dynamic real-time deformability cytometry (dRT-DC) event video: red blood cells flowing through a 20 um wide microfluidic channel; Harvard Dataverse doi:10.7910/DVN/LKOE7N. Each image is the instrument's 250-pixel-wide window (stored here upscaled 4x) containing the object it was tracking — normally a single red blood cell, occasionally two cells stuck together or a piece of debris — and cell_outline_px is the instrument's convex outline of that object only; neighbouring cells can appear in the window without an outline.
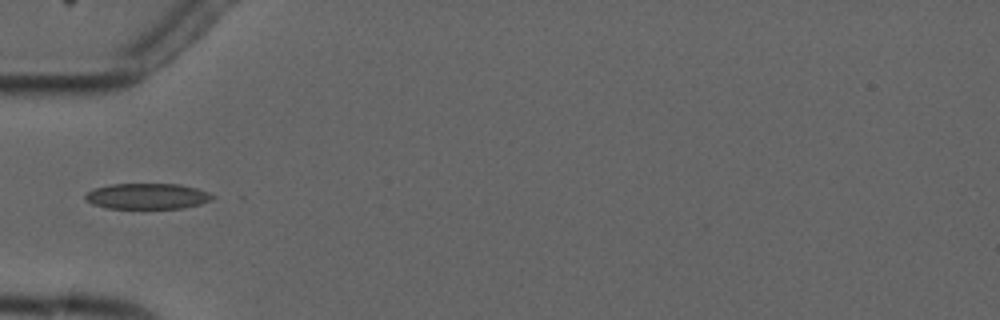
{"species": "common noctule bat (a hibernating species)", "species_latin": "Nyctalus noctula", "temperature_condition": "cold", "stored_images_in_passage": 1, "camera_frame_rate_fps": 3000, "um_per_image_px": 0.085, "animal": {"sex": "male", "forearm_length_mm": 52.5}, "frame": {"image": 1, "passage_image": 1, "time_ms": 0.0, "image_size_px": [1000, 320], "cell_outline_px": [[216, 196], [212, 200], [200, 204], [184, 208], [104, 208], [92, 204], [84, 196], [88, 192], [96, 188], [112, 184], [180, 184], [196, 188], [208, 192]], "centroid_in_image_um": [12.56, 16.68], "position_along_channel_um": 72.4, "area_um2": 19.02}}